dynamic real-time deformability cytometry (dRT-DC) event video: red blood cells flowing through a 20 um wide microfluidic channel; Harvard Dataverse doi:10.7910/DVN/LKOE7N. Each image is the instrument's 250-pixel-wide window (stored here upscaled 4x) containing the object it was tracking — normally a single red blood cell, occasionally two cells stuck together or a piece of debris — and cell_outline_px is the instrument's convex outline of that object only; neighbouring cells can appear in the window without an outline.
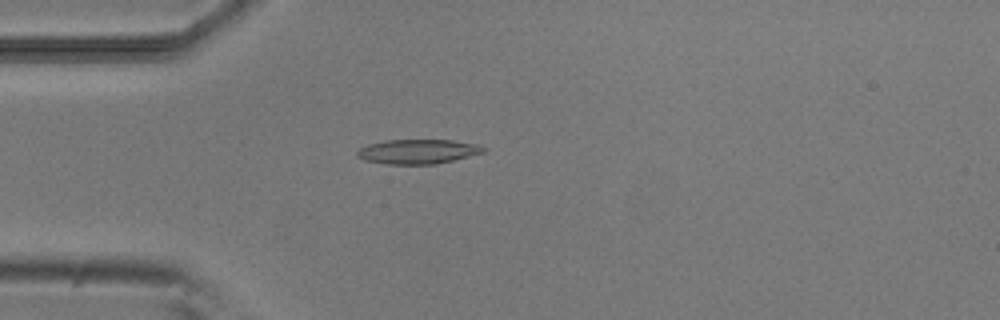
{"species": "common noctule bat (a hibernating species)", "species_latin": "Nyctalus noctula", "temperature_condition": "room temperature", "stored_images_in_passage": 47, "camera_frame_rate_fps": 3000, "um_per_image_px": 0.085, "animal": {"sex": "male", "body_mass_g": 20.5, "forearm_length_mm": 52.5}, "frame": {"image": 1, "passage_image": 14, "time_ms": 4.333, "image_size_px": [1000, 320], "cell_outline_px": [[488, 148], [484, 152], [436, 164], [388, 164], [364, 160], [356, 156], [356, 152], [360, 148], [368, 144], [384, 140], [452, 140], [476, 144]], "centroid_in_image_um": [35.49, 12.87], "position_along_channel_um": 49.5, "area_um2": 17.98}}
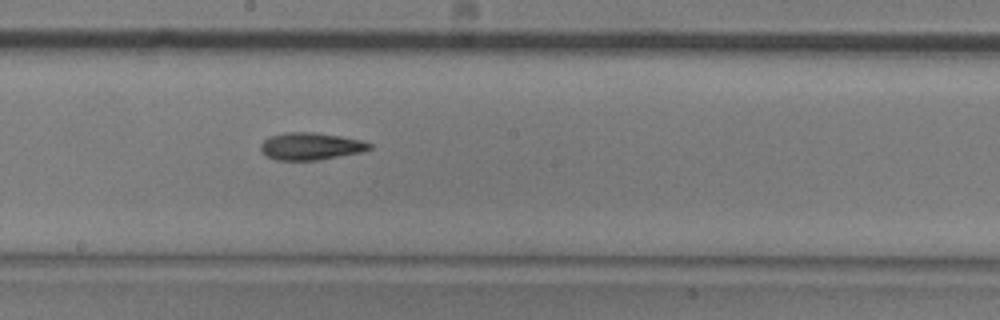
{"frame": {"image": 2, "passage_image": 28, "time_ms": 9.0, "image_size_px": [1000, 320], "cell_outline_px": [[372, 148], [360, 152], [320, 160], [276, 160], [268, 156], [260, 148], [260, 144], [268, 136], [284, 132], [312, 132], [340, 136], [360, 140], [372, 144]], "centroid_in_image_um": [26.39, 12.42], "position_along_channel_um": 221.8, "area_um2": 17.22}}
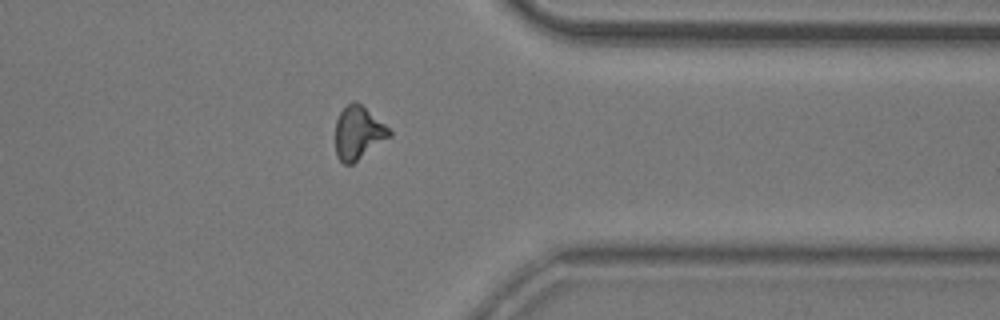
{"frame": {"image": 3, "passage_image": 41, "time_ms": 13.333, "image_size_px": [1000, 320], "cell_outline_px": [[392, 136], [352, 164], [344, 164], [336, 156], [336, 120], [340, 112], [352, 100], [356, 100], [384, 124], [392, 132]], "centroid_in_image_um": [30.45, 11.29], "position_along_channel_um": 381.0, "area_um2": 16.59}}